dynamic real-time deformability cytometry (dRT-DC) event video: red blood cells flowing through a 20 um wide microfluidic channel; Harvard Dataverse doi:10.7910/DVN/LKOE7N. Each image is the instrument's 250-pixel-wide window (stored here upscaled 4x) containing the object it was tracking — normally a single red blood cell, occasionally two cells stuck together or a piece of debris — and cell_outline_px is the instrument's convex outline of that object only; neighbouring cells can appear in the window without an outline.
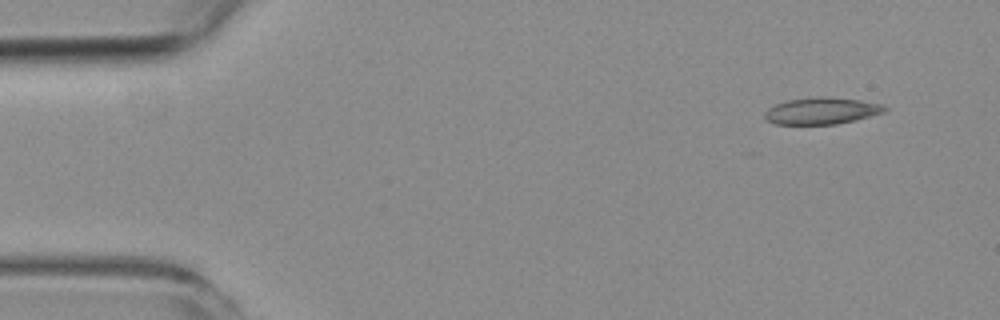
{"species": "common noctule bat (a hibernating species)", "species_latin": "Nyctalus noctula", "temperature_condition": "room temperature", "stored_images_in_passage": 5, "camera_frame_rate_fps": 3000, "um_per_image_px": 0.085, "animal": {"sex": "female", "body_mass_g": 19.3, "forearm_length_mm": 54.1}, "frame": {"image": 1, "passage_image": 5, "time_ms": 4.667, "image_size_px": [1000, 320], "cell_outline_px": [[888, 108], [884, 112], [856, 120], [836, 124], [776, 124], [768, 120], [764, 116], [764, 112], [768, 108], [776, 104], [788, 100], [820, 96], [860, 100], [884, 104]], "centroid_in_image_um": [69.86, 9.42], "position_along_channel_um": 15.1, "area_um2": 18.61}}